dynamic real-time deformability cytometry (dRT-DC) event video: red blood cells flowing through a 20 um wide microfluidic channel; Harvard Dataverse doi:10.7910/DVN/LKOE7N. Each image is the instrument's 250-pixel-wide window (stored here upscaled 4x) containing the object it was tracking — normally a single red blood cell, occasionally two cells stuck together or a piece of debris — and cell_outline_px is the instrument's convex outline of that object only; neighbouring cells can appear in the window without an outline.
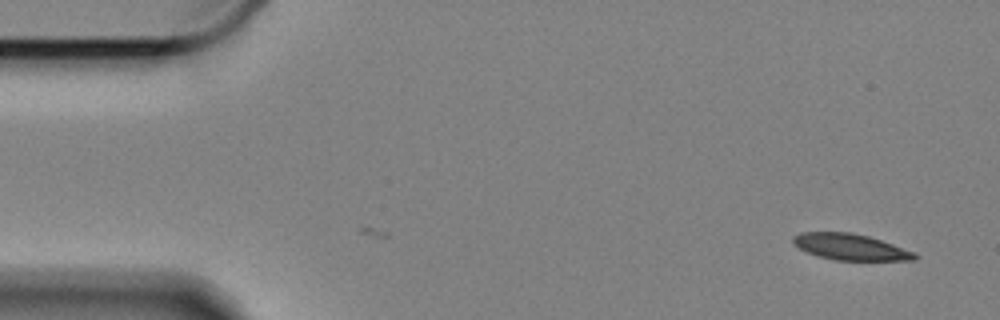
{"species": "Egyptian fruit bat (a non-hibernating species)", "species_latin": "Rousettus aegyptiacus", "temperature_condition": "cold", "stored_images_in_passage": 6, "camera_frame_rate_fps": 3000, "um_per_image_px": 0.085, "animal": {"sex": "female"}, "frame": {"image": 1, "passage_image": 6, "time_ms": 1.667, "image_size_px": [1000, 320], "cell_outline_px": [[920, 256], [916, 260], [836, 260], [816, 256], [792, 244], [792, 236], [800, 232], [852, 232], [868, 236], [916, 252]], "centroid_in_image_um": [72.28, 20.99], "position_along_channel_um": 12.7, "area_um2": 18.67}}